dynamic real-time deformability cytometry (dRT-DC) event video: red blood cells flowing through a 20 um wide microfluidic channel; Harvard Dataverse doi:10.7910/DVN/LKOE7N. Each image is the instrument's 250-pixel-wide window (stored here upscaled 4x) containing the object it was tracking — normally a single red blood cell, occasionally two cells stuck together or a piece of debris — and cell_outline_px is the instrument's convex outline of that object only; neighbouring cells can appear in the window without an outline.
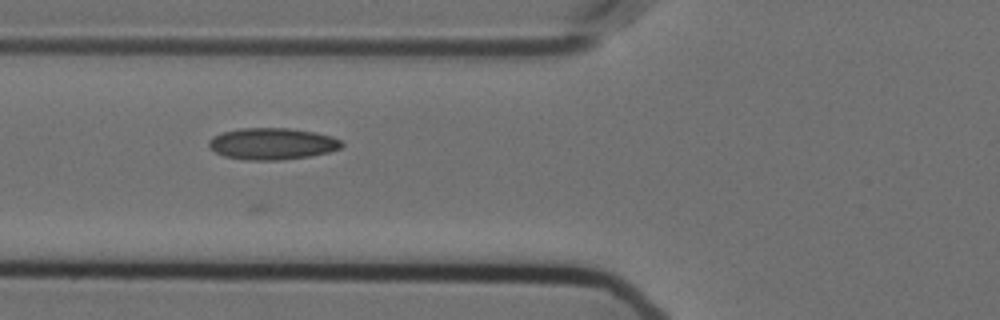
{"species": "Egyptian fruit bat (a non-hibernating species)", "species_latin": "Rousettus aegyptiacus", "temperature_condition": "cold", "stored_images_in_passage": 34, "camera_frame_rate_fps": 3000, "um_per_image_px": 0.085, "animal": {"sex": "female"}, "frame": {"image": 1, "passage_image": 9, "time_ms": 2.667, "image_size_px": [1000, 320], "cell_outline_px": [[344, 144], [340, 148], [328, 152], [308, 156], [280, 160], [244, 160], [224, 156], [216, 152], [208, 144], [208, 140], [212, 136], [224, 132], [240, 128], [288, 128], [316, 132], [332, 136], [340, 140]], "centroid_in_image_um": [23.13, 12.21], "position_along_channel_um": 102.7, "area_um2": 24.45}}
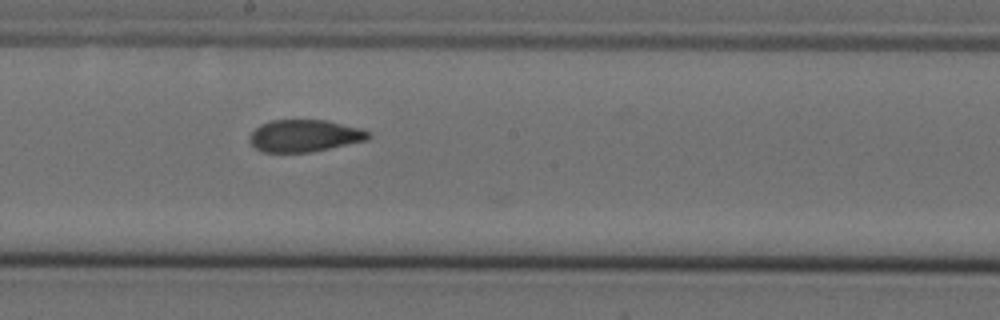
{"frame": {"image": 2, "passage_image": 19, "time_ms": 6.0, "image_size_px": [1000, 320], "cell_outline_px": [[372, 136], [368, 140], [308, 152], [264, 152], [256, 148], [248, 140], [248, 136], [260, 124], [272, 120], [328, 120], [364, 128], [372, 132]], "centroid_in_image_um": [25.93, 11.52], "position_along_channel_um": 222.3, "area_um2": 22.43}}
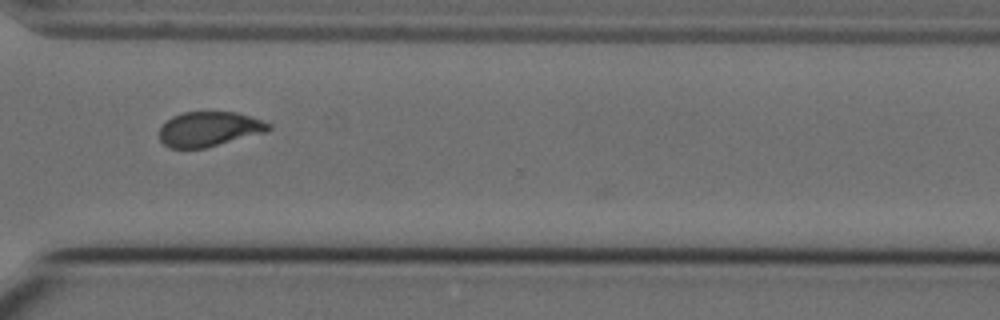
{"frame": {"image": 3, "passage_image": 30, "time_ms": 9.667, "image_size_px": [1000, 320], "cell_outline_px": [[272, 128], [268, 132], [204, 148], [168, 148], [160, 140], [160, 128], [164, 120], [172, 116], [184, 112], [236, 112], [252, 116], [272, 124]], "centroid_in_image_um": [17.8, 10.96], "position_along_channel_um": 352.8, "area_um2": 22.43}}